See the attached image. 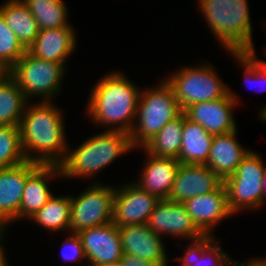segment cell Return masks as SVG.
<instances>
[{
  "mask_svg": "<svg viewBox=\"0 0 266 266\" xmlns=\"http://www.w3.org/2000/svg\"><path fill=\"white\" fill-rule=\"evenodd\" d=\"M144 151L145 163L137 180H132L142 190L161 199H168L180 162L176 158L158 157Z\"/></svg>",
  "mask_w": 266,
  "mask_h": 266,
  "instance_id": "cell-18",
  "label": "cell"
},
{
  "mask_svg": "<svg viewBox=\"0 0 266 266\" xmlns=\"http://www.w3.org/2000/svg\"><path fill=\"white\" fill-rule=\"evenodd\" d=\"M26 51L0 13V64L8 71Z\"/></svg>",
  "mask_w": 266,
  "mask_h": 266,
  "instance_id": "cell-31",
  "label": "cell"
},
{
  "mask_svg": "<svg viewBox=\"0 0 266 266\" xmlns=\"http://www.w3.org/2000/svg\"><path fill=\"white\" fill-rule=\"evenodd\" d=\"M35 18L39 30L72 26L64 0H22Z\"/></svg>",
  "mask_w": 266,
  "mask_h": 266,
  "instance_id": "cell-28",
  "label": "cell"
},
{
  "mask_svg": "<svg viewBox=\"0 0 266 266\" xmlns=\"http://www.w3.org/2000/svg\"><path fill=\"white\" fill-rule=\"evenodd\" d=\"M87 266H100L120 261L123 256L119 228L113 223L79 231Z\"/></svg>",
  "mask_w": 266,
  "mask_h": 266,
  "instance_id": "cell-13",
  "label": "cell"
},
{
  "mask_svg": "<svg viewBox=\"0 0 266 266\" xmlns=\"http://www.w3.org/2000/svg\"><path fill=\"white\" fill-rule=\"evenodd\" d=\"M118 228L124 254L155 263H168L170 260L165 238L153 232L147 223Z\"/></svg>",
  "mask_w": 266,
  "mask_h": 266,
  "instance_id": "cell-17",
  "label": "cell"
},
{
  "mask_svg": "<svg viewBox=\"0 0 266 266\" xmlns=\"http://www.w3.org/2000/svg\"><path fill=\"white\" fill-rule=\"evenodd\" d=\"M221 240L213 235H204L200 239L189 241L183 256L175 257L180 266H232L231 257L221 247Z\"/></svg>",
  "mask_w": 266,
  "mask_h": 266,
  "instance_id": "cell-22",
  "label": "cell"
},
{
  "mask_svg": "<svg viewBox=\"0 0 266 266\" xmlns=\"http://www.w3.org/2000/svg\"><path fill=\"white\" fill-rule=\"evenodd\" d=\"M183 204L193 223L204 235L215 236L216 225L234 216L228 206L224 183L217 190L190 198Z\"/></svg>",
  "mask_w": 266,
  "mask_h": 266,
  "instance_id": "cell-14",
  "label": "cell"
},
{
  "mask_svg": "<svg viewBox=\"0 0 266 266\" xmlns=\"http://www.w3.org/2000/svg\"><path fill=\"white\" fill-rule=\"evenodd\" d=\"M159 201L133 181L115 185L112 222L117 227L145 224Z\"/></svg>",
  "mask_w": 266,
  "mask_h": 266,
  "instance_id": "cell-10",
  "label": "cell"
},
{
  "mask_svg": "<svg viewBox=\"0 0 266 266\" xmlns=\"http://www.w3.org/2000/svg\"><path fill=\"white\" fill-rule=\"evenodd\" d=\"M60 178L62 179L61 168L56 164H40L27 177L18 221H27L46 204L54 194L50 189V182Z\"/></svg>",
  "mask_w": 266,
  "mask_h": 266,
  "instance_id": "cell-19",
  "label": "cell"
},
{
  "mask_svg": "<svg viewBox=\"0 0 266 266\" xmlns=\"http://www.w3.org/2000/svg\"><path fill=\"white\" fill-rule=\"evenodd\" d=\"M158 82L141 90L136 119L130 133L135 149L142 148L169 121L183 112L175 98L173 88L164 78Z\"/></svg>",
  "mask_w": 266,
  "mask_h": 266,
  "instance_id": "cell-5",
  "label": "cell"
},
{
  "mask_svg": "<svg viewBox=\"0 0 266 266\" xmlns=\"http://www.w3.org/2000/svg\"><path fill=\"white\" fill-rule=\"evenodd\" d=\"M100 266H122V264L120 261H117V262H113V263H106V264H103Z\"/></svg>",
  "mask_w": 266,
  "mask_h": 266,
  "instance_id": "cell-37",
  "label": "cell"
},
{
  "mask_svg": "<svg viewBox=\"0 0 266 266\" xmlns=\"http://www.w3.org/2000/svg\"><path fill=\"white\" fill-rule=\"evenodd\" d=\"M209 62L177 68L164 77L173 88L175 98L184 111L191 104L214 101L229 92V85L223 82L215 66Z\"/></svg>",
  "mask_w": 266,
  "mask_h": 266,
  "instance_id": "cell-7",
  "label": "cell"
},
{
  "mask_svg": "<svg viewBox=\"0 0 266 266\" xmlns=\"http://www.w3.org/2000/svg\"><path fill=\"white\" fill-rule=\"evenodd\" d=\"M68 234L69 235L65 237L60 246L62 260L68 263L75 261L78 264L79 262L85 261V263H80L79 266H81V264L82 266H87V259L80 237L77 233L69 232Z\"/></svg>",
  "mask_w": 266,
  "mask_h": 266,
  "instance_id": "cell-32",
  "label": "cell"
},
{
  "mask_svg": "<svg viewBox=\"0 0 266 266\" xmlns=\"http://www.w3.org/2000/svg\"><path fill=\"white\" fill-rule=\"evenodd\" d=\"M183 112L169 121L142 148L154 156L179 158L182 144Z\"/></svg>",
  "mask_w": 266,
  "mask_h": 266,
  "instance_id": "cell-27",
  "label": "cell"
},
{
  "mask_svg": "<svg viewBox=\"0 0 266 266\" xmlns=\"http://www.w3.org/2000/svg\"><path fill=\"white\" fill-rule=\"evenodd\" d=\"M241 100L238 95L229 88V92L222 98L191 104L183 112L186 117L199 123L208 133L213 135L227 134L238 130L235 120L236 107Z\"/></svg>",
  "mask_w": 266,
  "mask_h": 266,
  "instance_id": "cell-11",
  "label": "cell"
},
{
  "mask_svg": "<svg viewBox=\"0 0 266 266\" xmlns=\"http://www.w3.org/2000/svg\"><path fill=\"white\" fill-rule=\"evenodd\" d=\"M262 184H263V206L266 204V171L264 173V177L262 179Z\"/></svg>",
  "mask_w": 266,
  "mask_h": 266,
  "instance_id": "cell-36",
  "label": "cell"
},
{
  "mask_svg": "<svg viewBox=\"0 0 266 266\" xmlns=\"http://www.w3.org/2000/svg\"><path fill=\"white\" fill-rule=\"evenodd\" d=\"M40 165L25 161L0 170V222L12 226L18 221L27 177Z\"/></svg>",
  "mask_w": 266,
  "mask_h": 266,
  "instance_id": "cell-15",
  "label": "cell"
},
{
  "mask_svg": "<svg viewBox=\"0 0 266 266\" xmlns=\"http://www.w3.org/2000/svg\"><path fill=\"white\" fill-rule=\"evenodd\" d=\"M27 161L22 148L20 127L0 125V170Z\"/></svg>",
  "mask_w": 266,
  "mask_h": 266,
  "instance_id": "cell-30",
  "label": "cell"
},
{
  "mask_svg": "<svg viewBox=\"0 0 266 266\" xmlns=\"http://www.w3.org/2000/svg\"><path fill=\"white\" fill-rule=\"evenodd\" d=\"M76 37L73 26L39 30L27 50L37 58L62 63L67 68L70 55L77 50Z\"/></svg>",
  "mask_w": 266,
  "mask_h": 266,
  "instance_id": "cell-20",
  "label": "cell"
},
{
  "mask_svg": "<svg viewBox=\"0 0 266 266\" xmlns=\"http://www.w3.org/2000/svg\"><path fill=\"white\" fill-rule=\"evenodd\" d=\"M122 266H168L169 263H155L146 260H142L139 257L129 254H123L120 259Z\"/></svg>",
  "mask_w": 266,
  "mask_h": 266,
  "instance_id": "cell-33",
  "label": "cell"
},
{
  "mask_svg": "<svg viewBox=\"0 0 266 266\" xmlns=\"http://www.w3.org/2000/svg\"><path fill=\"white\" fill-rule=\"evenodd\" d=\"M129 79L120 70H112L92 84L85 116L94 126L131 133L142 88Z\"/></svg>",
  "mask_w": 266,
  "mask_h": 266,
  "instance_id": "cell-1",
  "label": "cell"
},
{
  "mask_svg": "<svg viewBox=\"0 0 266 266\" xmlns=\"http://www.w3.org/2000/svg\"><path fill=\"white\" fill-rule=\"evenodd\" d=\"M148 227L161 237L184 241L200 239L204 234L193 223L183 203L161 199L149 216Z\"/></svg>",
  "mask_w": 266,
  "mask_h": 266,
  "instance_id": "cell-12",
  "label": "cell"
},
{
  "mask_svg": "<svg viewBox=\"0 0 266 266\" xmlns=\"http://www.w3.org/2000/svg\"><path fill=\"white\" fill-rule=\"evenodd\" d=\"M238 131L214 135L206 165L223 181L233 175L242 158L249 152L240 141Z\"/></svg>",
  "mask_w": 266,
  "mask_h": 266,
  "instance_id": "cell-21",
  "label": "cell"
},
{
  "mask_svg": "<svg viewBox=\"0 0 266 266\" xmlns=\"http://www.w3.org/2000/svg\"><path fill=\"white\" fill-rule=\"evenodd\" d=\"M214 135L183 112L182 144L177 159L180 164H206Z\"/></svg>",
  "mask_w": 266,
  "mask_h": 266,
  "instance_id": "cell-23",
  "label": "cell"
},
{
  "mask_svg": "<svg viewBox=\"0 0 266 266\" xmlns=\"http://www.w3.org/2000/svg\"><path fill=\"white\" fill-rule=\"evenodd\" d=\"M265 163L261 154L250 148L235 173L224 180L228 206L234 215L243 211L259 212L263 207Z\"/></svg>",
  "mask_w": 266,
  "mask_h": 266,
  "instance_id": "cell-8",
  "label": "cell"
},
{
  "mask_svg": "<svg viewBox=\"0 0 266 266\" xmlns=\"http://www.w3.org/2000/svg\"><path fill=\"white\" fill-rule=\"evenodd\" d=\"M232 266H266V256L248 258L244 261L233 260Z\"/></svg>",
  "mask_w": 266,
  "mask_h": 266,
  "instance_id": "cell-35",
  "label": "cell"
},
{
  "mask_svg": "<svg viewBox=\"0 0 266 266\" xmlns=\"http://www.w3.org/2000/svg\"><path fill=\"white\" fill-rule=\"evenodd\" d=\"M28 103L24 92L8 73L0 78V125L20 126Z\"/></svg>",
  "mask_w": 266,
  "mask_h": 266,
  "instance_id": "cell-26",
  "label": "cell"
},
{
  "mask_svg": "<svg viewBox=\"0 0 266 266\" xmlns=\"http://www.w3.org/2000/svg\"><path fill=\"white\" fill-rule=\"evenodd\" d=\"M224 181L206 164H180L168 200H186L217 190Z\"/></svg>",
  "mask_w": 266,
  "mask_h": 266,
  "instance_id": "cell-16",
  "label": "cell"
},
{
  "mask_svg": "<svg viewBox=\"0 0 266 266\" xmlns=\"http://www.w3.org/2000/svg\"><path fill=\"white\" fill-rule=\"evenodd\" d=\"M70 195H55L28 220L42 229L53 232H70Z\"/></svg>",
  "mask_w": 266,
  "mask_h": 266,
  "instance_id": "cell-25",
  "label": "cell"
},
{
  "mask_svg": "<svg viewBox=\"0 0 266 266\" xmlns=\"http://www.w3.org/2000/svg\"><path fill=\"white\" fill-rule=\"evenodd\" d=\"M0 13L22 45L28 49L39 33L37 22L22 0H4Z\"/></svg>",
  "mask_w": 266,
  "mask_h": 266,
  "instance_id": "cell-24",
  "label": "cell"
},
{
  "mask_svg": "<svg viewBox=\"0 0 266 266\" xmlns=\"http://www.w3.org/2000/svg\"><path fill=\"white\" fill-rule=\"evenodd\" d=\"M64 119L54 101L27 104L19 127L28 161L60 165L65 160L69 143Z\"/></svg>",
  "mask_w": 266,
  "mask_h": 266,
  "instance_id": "cell-2",
  "label": "cell"
},
{
  "mask_svg": "<svg viewBox=\"0 0 266 266\" xmlns=\"http://www.w3.org/2000/svg\"><path fill=\"white\" fill-rule=\"evenodd\" d=\"M62 63L42 60L28 50L8 70L29 102L55 101L61 94L65 75L68 73ZM39 97V98H38Z\"/></svg>",
  "mask_w": 266,
  "mask_h": 266,
  "instance_id": "cell-6",
  "label": "cell"
},
{
  "mask_svg": "<svg viewBox=\"0 0 266 266\" xmlns=\"http://www.w3.org/2000/svg\"><path fill=\"white\" fill-rule=\"evenodd\" d=\"M103 183L90 182L79 195H70V232L112 222L115 185Z\"/></svg>",
  "mask_w": 266,
  "mask_h": 266,
  "instance_id": "cell-9",
  "label": "cell"
},
{
  "mask_svg": "<svg viewBox=\"0 0 266 266\" xmlns=\"http://www.w3.org/2000/svg\"><path fill=\"white\" fill-rule=\"evenodd\" d=\"M9 225L0 222V266H10L8 263L7 252L4 247V240H6L7 228Z\"/></svg>",
  "mask_w": 266,
  "mask_h": 266,
  "instance_id": "cell-34",
  "label": "cell"
},
{
  "mask_svg": "<svg viewBox=\"0 0 266 266\" xmlns=\"http://www.w3.org/2000/svg\"><path fill=\"white\" fill-rule=\"evenodd\" d=\"M68 144L65 160L60 164L64 179H92V183H101L95 180L96 174L118 160L121 155L135 151L130 134L122 131L103 130L97 132L72 149Z\"/></svg>",
  "mask_w": 266,
  "mask_h": 266,
  "instance_id": "cell-3",
  "label": "cell"
},
{
  "mask_svg": "<svg viewBox=\"0 0 266 266\" xmlns=\"http://www.w3.org/2000/svg\"><path fill=\"white\" fill-rule=\"evenodd\" d=\"M7 73H8V71L4 67H0V78Z\"/></svg>",
  "mask_w": 266,
  "mask_h": 266,
  "instance_id": "cell-38",
  "label": "cell"
},
{
  "mask_svg": "<svg viewBox=\"0 0 266 266\" xmlns=\"http://www.w3.org/2000/svg\"><path fill=\"white\" fill-rule=\"evenodd\" d=\"M248 0H197L198 12L204 17L214 39L227 53L251 52L253 24Z\"/></svg>",
  "mask_w": 266,
  "mask_h": 266,
  "instance_id": "cell-4",
  "label": "cell"
},
{
  "mask_svg": "<svg viewBox=\"0 0 266 266\" xmlns=\"http://www.w3.org/2000/svg\"><path fill=\"white\" fill-rule=\"evenodd\" d=\"M255 50L253 49L251 52L229 53V55L237 63V66L239 65L243 70L244 86L249 89L257 86L258 88H255L258 89L256 91L258 93L259 91H266V60L258 58Z\"/></svg>",
  "mask_w": 266,
  "mask_h": 266,
  "instance_id": "cell-29",
  "label": "cell"
}]
</instances>
